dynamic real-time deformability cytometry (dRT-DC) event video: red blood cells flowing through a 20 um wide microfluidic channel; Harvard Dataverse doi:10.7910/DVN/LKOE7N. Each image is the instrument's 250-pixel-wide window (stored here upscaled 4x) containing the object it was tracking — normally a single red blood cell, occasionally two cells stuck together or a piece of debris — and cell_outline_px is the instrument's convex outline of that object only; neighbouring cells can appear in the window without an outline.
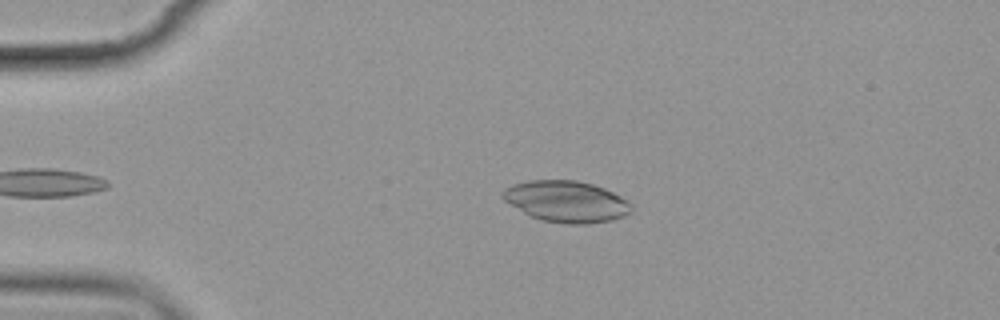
{"species": "common noctule bat (a hibernating species)", "species_latin": "Nyctalus noctula", "temperature_condition": "cold", "stored_images_in_passage": 5, "camera_frame_rate_fps": 3000, "um_per_image_px": 0.085, "animal": {"sex": "female", "body_mass_g": 19.9}, "frame": {"image": 1, "passage_image": 4, "time_ms": 3.667, "image_size_px": [1000, 320], "cell_outline_px": [[632, 212], [624, 216], [612, 220], [588, 224], [568, 224], [544, 220], [532, 216], [524, 212], [504, 200], [500, 196], [500, 192], [504, 188], [512, 184], [528, 180], [576, 180], [592, 184], [604, 188], [628, 200], [632, 204]], "centroid_in_image_um": [48.15, 17.12], "position_along_channel_um": 36.9, "area_um2": 31.04}}